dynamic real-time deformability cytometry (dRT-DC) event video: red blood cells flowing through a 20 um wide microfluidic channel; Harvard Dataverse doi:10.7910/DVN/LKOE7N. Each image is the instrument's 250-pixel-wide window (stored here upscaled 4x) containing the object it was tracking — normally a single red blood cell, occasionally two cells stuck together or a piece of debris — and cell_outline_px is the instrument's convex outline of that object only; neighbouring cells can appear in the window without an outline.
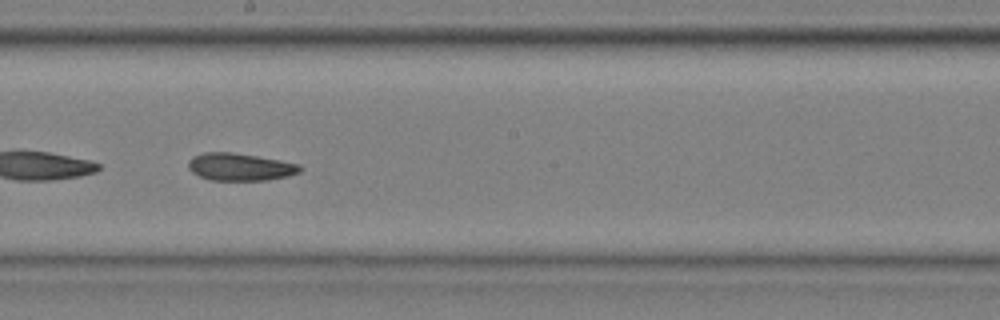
{"species": "common noctule bat (a hibernating species)", "species_latin": "Nyctalus noctula", "temperature_condition": "cold", "stored_images_in_passage": 52, "camera_frame_rate_fps": 3000, "um_per_image_px": 0.085, "animal": {"sex": "male", "body_mass_g": 20.4}, "frame": {"image": 1, "passage_image": 30, "time_ms": 9.667, "image_size_px": [1000, 320], "cell_outline_px": [[304, 168], [300, 172], [288, 176], [268, 180], [208, 180], [192, 172], [188, 168], [188, 160], [192, 156], [204, 152], [232, 152], [280, 160], [300, 164]], "centroid_in_image_um": [20.41, 14.18], "position_along_channel_um": 227.8, "area_um2": 18.03}}
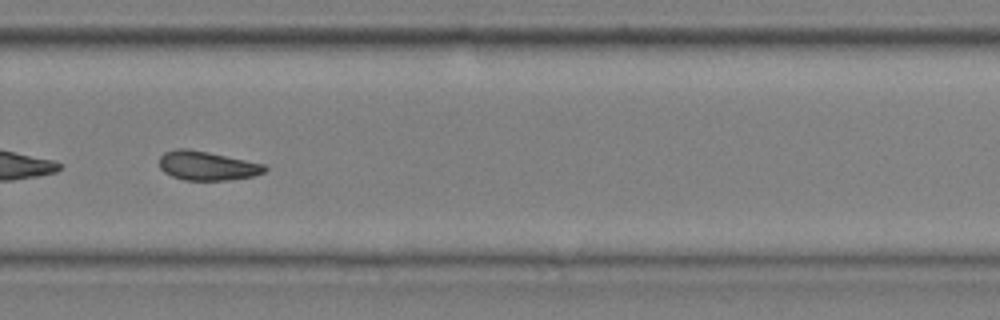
{"frame": {"image": 2, "passage_image": 37, "time_ms": 12.0, "image_size_px": [1000, 320], "cell_outline_px": [[268, 168], [264, 172], [256, 176], [228, 180], [184, 180], [172, 176], [164, 172], [160, 168], [160, 156], [164, 152], [176, 148], [188, 148], [208, 152], [264, 164]], "centroid_in_image_um": [17.6, 14.09], "position_along_channel_um": 312.2, "area_um2": 17.92}, "authors_computed_cell_mechanics": {"area_um2": 18.2359, "velocity_mm_per_s": 3.6185, "shape_relaxation_time_tau1_ms": 5.4561, "shape_relaxation_time_tau2_ms": 6.3436, "deformation_change_tau1": 0.1187, "deformation_change_tau2": 0.1367}}